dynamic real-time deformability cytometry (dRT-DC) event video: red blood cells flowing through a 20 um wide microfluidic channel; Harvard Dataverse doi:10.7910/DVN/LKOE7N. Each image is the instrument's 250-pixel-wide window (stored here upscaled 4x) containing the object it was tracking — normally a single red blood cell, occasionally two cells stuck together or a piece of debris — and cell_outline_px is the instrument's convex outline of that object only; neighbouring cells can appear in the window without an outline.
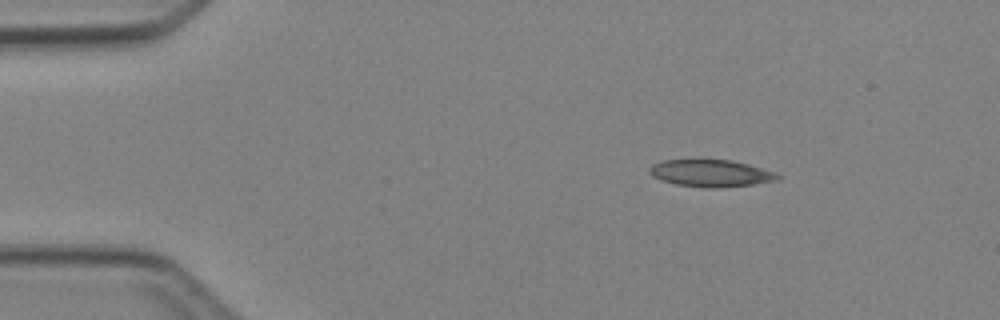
{"species": "Egyptian fruit bat (a non-hibernating species)", "species_latin": "Rousettus aegyptiacus", "temperature_condition": "cold", "stored_images_in_passage": 3, "camera_frame_rate_fps": 3000, "um_per_image_px": 0.085, "animal": {"sex": "female"}, "frame": {"image": 1, "passage_image": 1, "time_ms": 0.0, "image_size_px": [1000, 320], "cell_outline_px": [[784, 176], [780, 180], [752, 184], [720, 188], [704, 188], [676, 184], [660, 180], [652, 176], [648, 172], [648, 168], [652, 164], [664, 160], [700, 156], [732, 160], [748, 164], [776, 172]], "centroid_in_image_um": [60.4, 14.67], "position_along_channel_um": 24.6, "area_um2": 21.44}}